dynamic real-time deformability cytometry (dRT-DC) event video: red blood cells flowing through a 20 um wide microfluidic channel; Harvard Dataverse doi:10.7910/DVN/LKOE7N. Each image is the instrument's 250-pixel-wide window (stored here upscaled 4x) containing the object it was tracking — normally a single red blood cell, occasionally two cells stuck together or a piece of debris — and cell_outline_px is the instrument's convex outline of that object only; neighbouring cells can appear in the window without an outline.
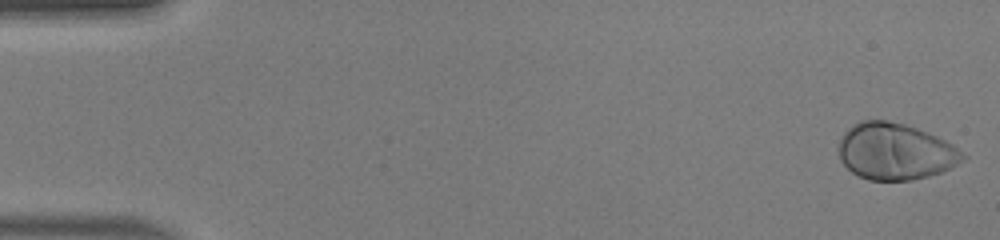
{"species": "human", "species_latin": "Homo sapiens", "temperature_condition": "warm", "stored_images_in_passage": 49, "camera_frame_rate_fps": 3000, "um_per_image_px": 0.085, "donor": {"sex": "male"}, "frame": {"image": 1, "passage_image": 1, "time_ms": 0.0, "image_size_px": [1000, 240], "cell_outline_px": [[968, 156], [964, 160], [940, 172], [928, 176], [912, 180], [868, 180], [852, 172], [840, 160], [836, 148], [844, 132], [852, 124], [860, 120], [888, 120], [904, 124], [916, 128], [936, 136], [952, 144]], "centroid_in_image_um": [76.06, 12.87], "position_along_channel_um": 8.9, "area_um2": 40.98}}
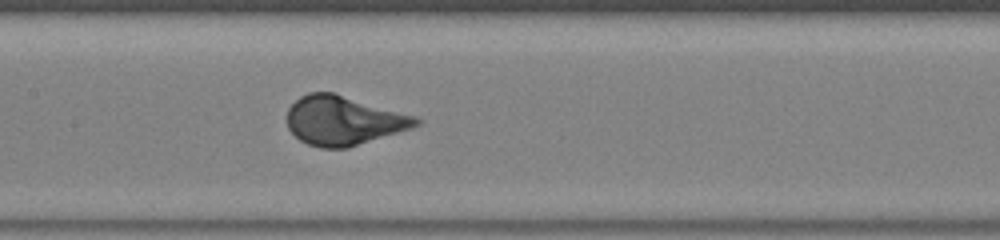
{"frame": {"image": 2, "passage_image": 24, "time_ms": 7.667, "image_size_px": [1000, 240], "cell_outline_px": [[424, 120], [420, 124], [412, 128], [348, 148], [320, 148], [308, 144], [300, 140], [288, 128], [288, 108], [300, 96], [308, 92], [332, 92], [416, 116]], "centroid_in_image_um": [29.22, 10.25], "position_along_channel_um": 178.2, "area_um2": 36.88}}
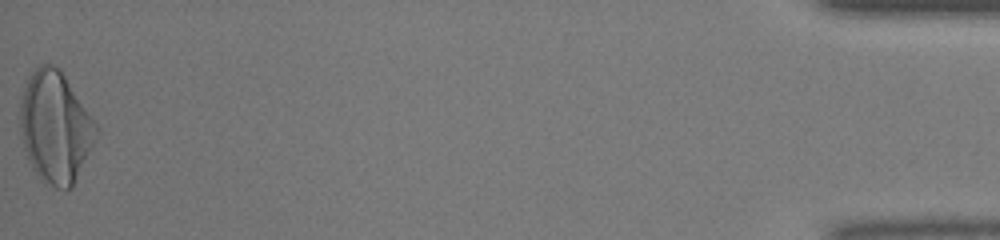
{"frame": {"image": 3, "passage_image": 49, "time_ms": 16.0, "image_size_px": [1000, 240], "cell_outline_px": [[100, 132], [72, 188], [56, 188], [40, 180], [32, 168], [24, 148], [20, 132], [20, 104], [24, 88], [28, 76], [40, 64], [52, 64], [60, 68], [100, 128]], "centroid_in_image_um": [4.72, 10.81], "position_along_channel_um": 430.5, "area_um2": 49.71}, "authors_computed_cell_mechanics": {"area_um2": 38.437, "velocity_mm_per_s": 4.1941, "shape_relaxation_time_tau1_ms": 2.5818, "shape_relaxation_time_tau2_ms": null, "deformation_change_tau1": 0.1858, "deformation_change_tau2": null}}